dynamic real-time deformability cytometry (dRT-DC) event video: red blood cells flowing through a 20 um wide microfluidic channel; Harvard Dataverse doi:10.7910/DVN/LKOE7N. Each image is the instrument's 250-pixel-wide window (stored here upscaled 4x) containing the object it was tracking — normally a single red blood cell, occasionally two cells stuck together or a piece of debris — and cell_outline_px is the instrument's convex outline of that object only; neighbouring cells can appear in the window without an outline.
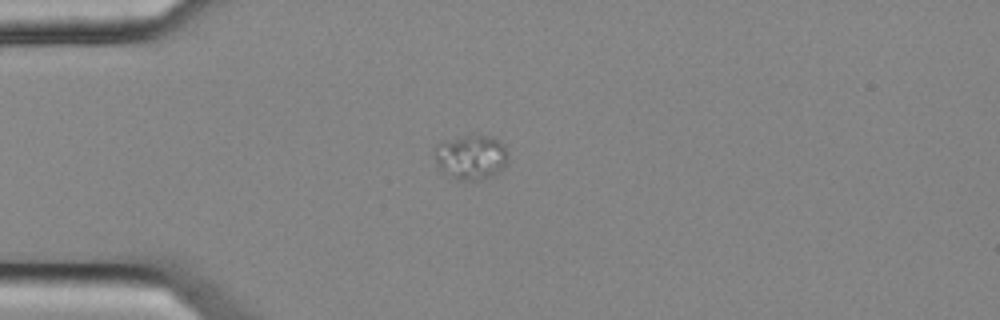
{"species": "common noctule bat (a hibernating species)", "species_latin": "Nyctalus noctula", "temperature_condition": "cold", "stored_images_in_passage": 42, "camera_frame_rate_fps": 3000, "um_per_image_px": 0.085, "animal": {"sex": "female", "body_mass_g": 25.1}, "frame": {"image": 1, "passage_image": 1, "time_ms": 0.0, "image_size_px": [1000, 320], "cell_outline_px": [[508, 160], [496, 172], [480, 180], [456, 180], [444, 172], [440, 168], [432, 152], [432, 148], [436, 144], [472, 132], [492, 136], [500, 140], [504, 144]], "centroid_in_image_um": [40.0, 13.29], "position_along_channel_um": 45.0, "area_um2": 19.42}}
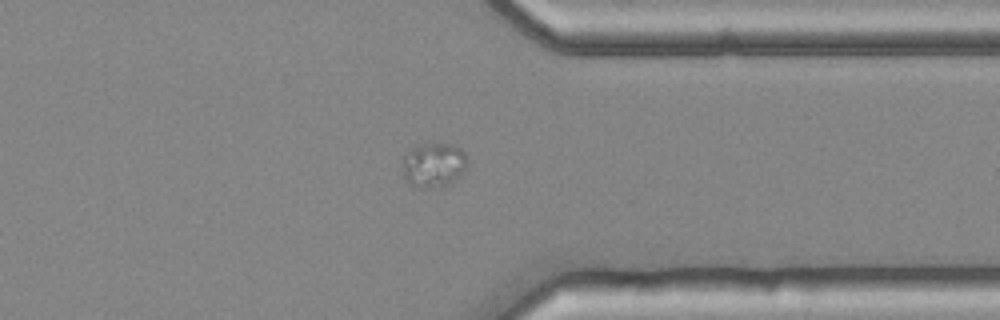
{"frame": {"image": 2, "passage_image": 30, "time_ms": 9.667, "image_size_px": [1000, 320], "cell_outline_px": [[468, 164], [452, 184], [424, 188], [416, 188], [408, 184], [404, 176], [404, 156], [412, 148], [424, 144], [452, 144], [460, 148], [468, 156]], "centroid_in_image_um": [36.89, 14.03], "position_along_channel_um": 374.5, "area_um2": 16.76}}
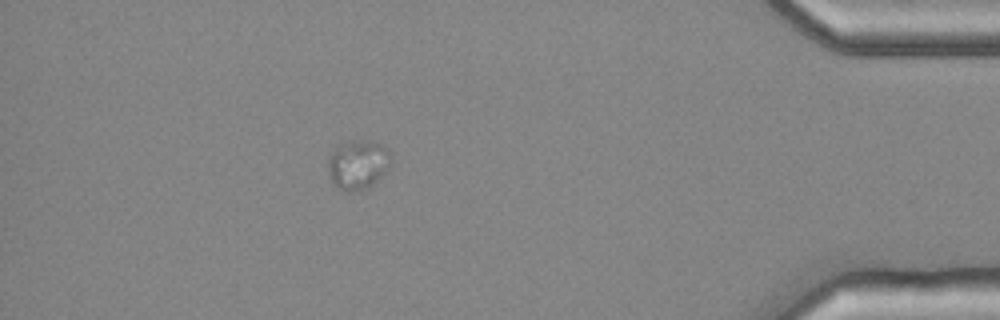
{"frame": {"image": 3, "passage_image": 36, "time_ms": 11.667, "image_size_px": [1000, 320], "cell_outline_px": [[392, 164], [368, 188], [348, 192], [344, 192], [332, 184], [328, 168], [328, 160], [332, 152], [348, 140], [372, 140], [388, 148], [392, 156]], "centroid_in_image_um": [30.45, 13.98], "position_along_channel_um": 404.8, "area_um2": 18.21}}